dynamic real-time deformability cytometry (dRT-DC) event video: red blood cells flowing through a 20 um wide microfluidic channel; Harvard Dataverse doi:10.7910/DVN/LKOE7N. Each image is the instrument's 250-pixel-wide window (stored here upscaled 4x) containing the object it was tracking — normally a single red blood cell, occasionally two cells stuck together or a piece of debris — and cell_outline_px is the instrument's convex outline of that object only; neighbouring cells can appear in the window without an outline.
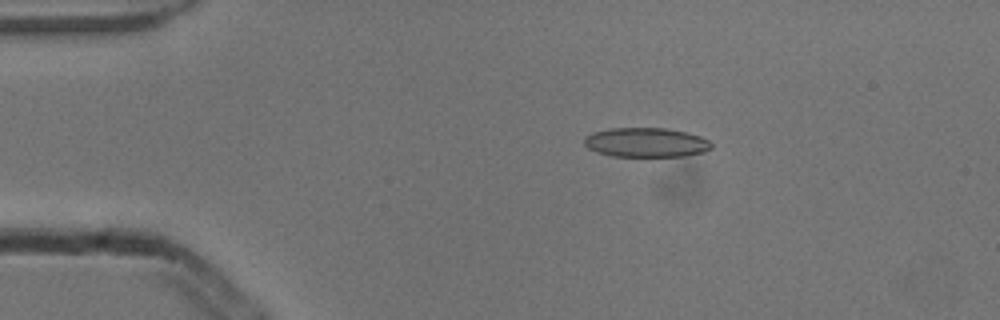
{"species": "common noctule bat (a hibernating species)", "species_latin": "Nyctalus noctula", "temperature_condition": "cold", "stored_images_in_passage": 5, "camera_frame_rate_fps": 3000, "um_per_image_px": 0.085, "animal": {"sex": "male", "body_mass_g": 13.3}, "frame": {"image": 1, "passage_image": 3, "time_ms": 0.667, "image_size_px": [1000, 320], "cell_outline_px": [[712, 148], [704, 152], [684, 156], [612, 156], [596, 152], [588, 148], [584, 144], [584, 136], [592, 132], [612, 128], [668, 128], [688, 132], [700, 136], [708, 140], [712, 144]], "centroid_in_image_um": [54.91, 12.1], "position_along_channel_um": 30.1, "area_um2": 21.96}}